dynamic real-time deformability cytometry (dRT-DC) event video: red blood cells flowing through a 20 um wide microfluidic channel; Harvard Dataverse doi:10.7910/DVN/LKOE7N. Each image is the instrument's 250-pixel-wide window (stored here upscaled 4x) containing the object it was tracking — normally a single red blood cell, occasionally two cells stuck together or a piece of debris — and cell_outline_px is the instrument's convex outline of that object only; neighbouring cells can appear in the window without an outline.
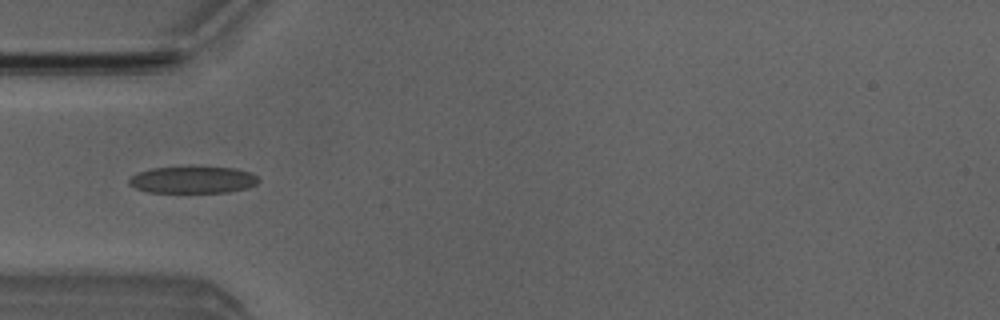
{"species": "Egyptian fruit bat (a non-hibernating species)", "species_latin": "Rousettus aegyptiacus", "temperature_condition": "room temperature", "stored_images_in_passage": 8, "camera_frame_rate_fps": 3000, "um_per_image_px": 0.085, "animal": {"sex": "male"}, "frame": {"image": 1, "passage_image": 4, "time_ms": 3.667, "image_size_px": [1000, 320], "cell_outline_px": [[260, 180], [256, 184], [248, 188], [228, 192], [148, 192], [136, 188], [128, 184], [128, 180], [132, 176], [140, 172], [152, 168], [236, 168], [252, 172]], "centroid_in_image_um": [16.43, 15.3], "position_along_channel_um": 68.6, "area_um2": 19.94}}
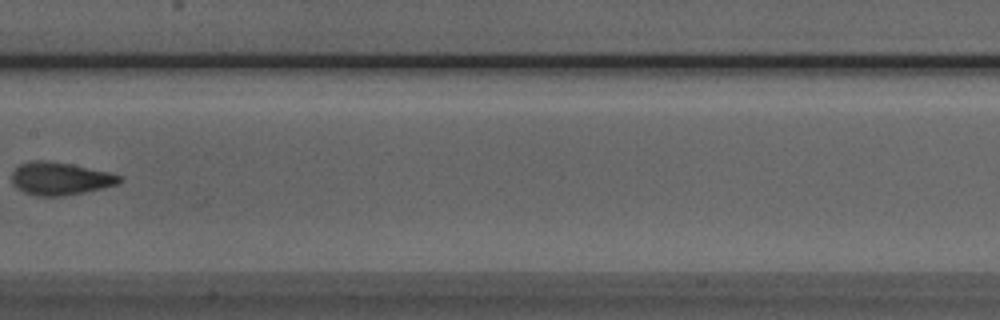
{"frame": {"image": 2, "passage_image": 7, "time_ms": 7.0, "image_size_px": [1000, 320], "cell_outline_px": [[124, 180], [120, 184], [84, 192], [64, 196], [36, 196], [24, 192], [16, 188], [12, 184], [12, 172], [20, 164], [32, 160], [44, 160], [72, 164], [112, 172], [124, 176]], "centroid_in_image_um": [5.16, 15.18], "position_along_channel_um": 202.2, "area_um2": 20.98}}
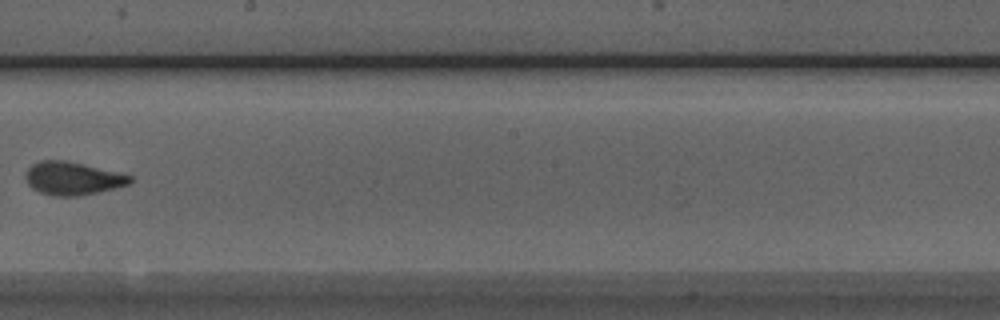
{"frame": {"image": 3, "passage_image": 8, "time_ms": 8.0, "image_size_px": [1000, 320], "cell_outline_px": [[132, 180], [128, 184], [100, 192], [76, 196], [52, 196], [40, 192], [32, 188], [28, 184], [24, 176], [24, 172], [32, 164], [40, 160], [64, 160], [132, 176]], "centroid_in_image_um": [6.1, 15.17], "position_along_channel_um": 242.1, "area_um2": 19.94}}